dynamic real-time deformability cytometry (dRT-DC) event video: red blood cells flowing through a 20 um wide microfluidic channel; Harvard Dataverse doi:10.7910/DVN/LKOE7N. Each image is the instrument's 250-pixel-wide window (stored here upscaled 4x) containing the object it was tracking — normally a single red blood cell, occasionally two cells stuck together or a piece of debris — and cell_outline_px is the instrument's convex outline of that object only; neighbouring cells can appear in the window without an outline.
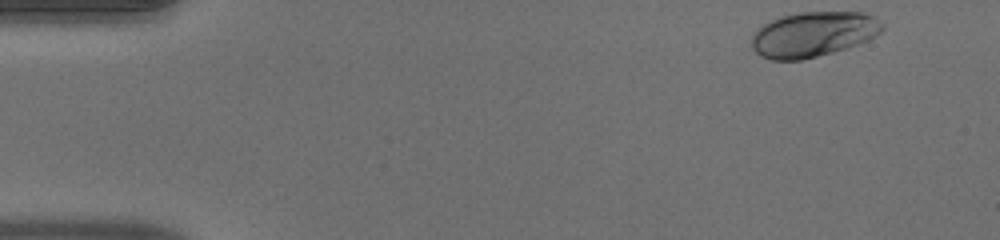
{"species": "human", "species_latin": "Homo sapiens", "temperature_condition": "warm", "stored_images_in_passage": 43, "camera_frame_rate_fps": 3000, "um_per_image_px": 0.085, "donor": {"sex": "male"}, "frame": {"image": 1, "passage_image": 1, "time_ms": 0.0, "image_size_px": [1000, 240], "cell_outline_px": [[884, 28], [880, 32], [868, 40], [832, 52], [800, 60], [772, 60], [760, 56], [752, 48], [752, 32], [756, 28], [780, 16], [800, 12], [860, 12], [872, 16], [880, 20], [884, 24]], "centroid_in_image_um": [69.09, 2.9], "position_along_channel_um": 15.9, "area_um2": 34.28}}
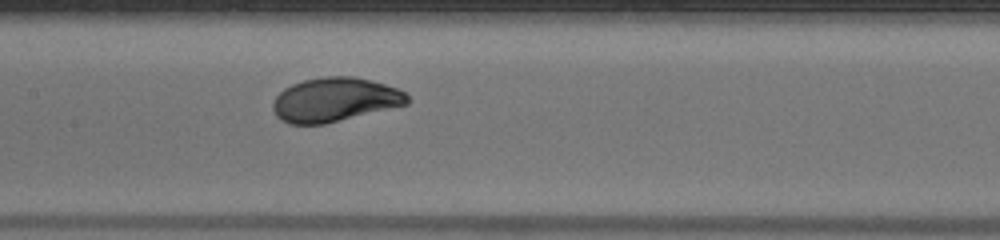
{"frame": {"image": 2, "passage_image": 22, "time_ms": 7.0, "image_size_px": [1000, 240], "cell_outline_px": [[408, 104], [324, 124], [288, 124], [280, 120], [276, 116], [272, 108], [272, 100], [284, 88], [292, 84], [304, 80], [324, 76], [352, 76], [384, 84], [396, 88], [404, 92], [408, 96]], "centroid_in_image_um": [28.4, 8.48], "position_along_channel_um": 179.0, "area_um2": 34.39}}
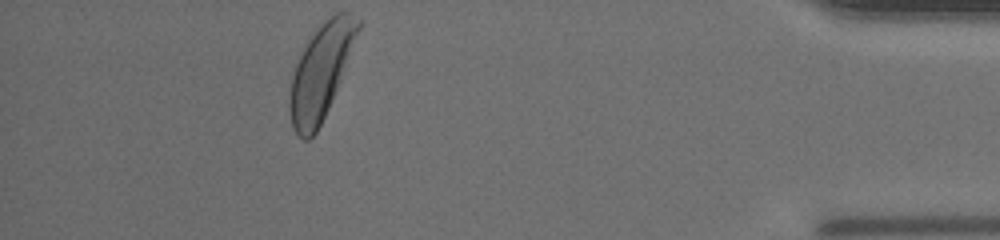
{"frame": {"image": 3, "passage_image": 43, "time_ms": 14.0, "image_size_px": [1000, 240], "cell_outline_px": [[360, 28], [328, 108], [316, 132], [308, 140], [304, 140], [292, 128], [288, 108], [288, 92], [292, 76], [296, 64], [304, 44], [308, 36], [324, 20], [336, 12], [348, 12], [360, 20]], "centroid_in_image_um": [27.22, 6.07], "position_along_channel_um": 408.0, "area_um2": 37.28}, "authors_computed_cell_mechanics": {"area_um2": 34.4488, "velocity_mm_per_s": 4.0146, "shape_relaxation_time_tau1_ms": 2.7999, "shape_relaxation_time_tau2_ms": null, "deformation_change_tau1": 0.1517, "deformation_change_tau2": null}}